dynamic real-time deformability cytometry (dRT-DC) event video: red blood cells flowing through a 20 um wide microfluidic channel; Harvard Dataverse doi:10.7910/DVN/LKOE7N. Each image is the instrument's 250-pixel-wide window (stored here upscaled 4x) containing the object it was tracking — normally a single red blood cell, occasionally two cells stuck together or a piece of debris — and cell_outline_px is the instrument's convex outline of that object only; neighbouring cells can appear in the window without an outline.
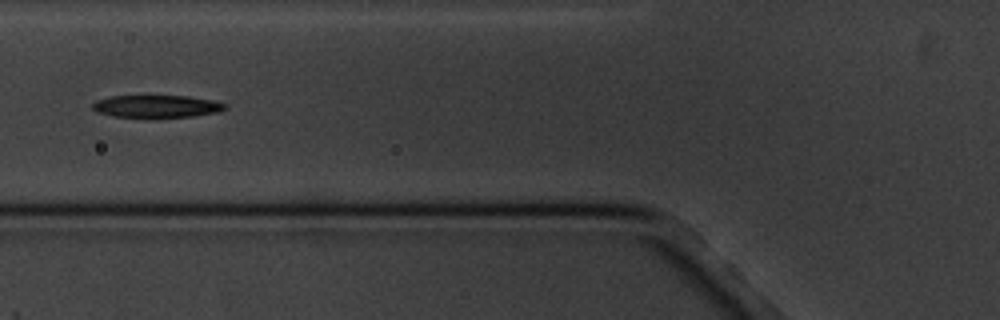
{"species": "common noctule bat (a hibernating species)", "species_latin": "Nyctalus noctula", "temperature_condition": "cold", "stored_images_in_passage": 16, "camera_frame_rate_fps": 3000, "um_per_image_px": 0.085, "animal": {"sex": "male", "body_mass_g": 20.1, "forearm_length_mm": 53.5}, "frame": {"image": 1, "passage_image": 7, "time_ms": 7.0, "image_size_px": [1000, 320], "cell_outline_px": [[224, 108], [220, 112], [192, 116], [152, 120], [148, 120], [116, 116], [96, 112], [92, 108], [92, 104], [96, 100], [108, 96], [188, 96], [212, 100], [224, 104]], "centroid_in_image_um": [13.25, 9.08], "position_along_channel_um": 112.5, "area_um2": 17.98}}
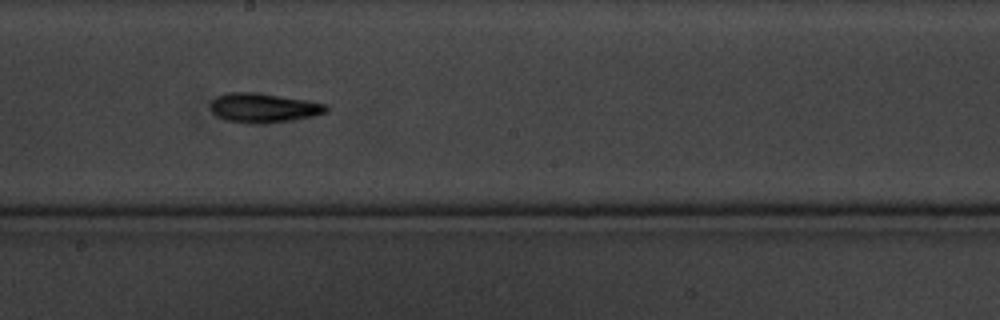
{"frame": {"image": 2, "passage_image": 10, "time_ms": 10.333, "image_size_px": [1000, 320], "cell_outline_px": [[328, 112], [316, 116], [296, 120], [264, 124], [248, 124], [228, 120], [216, 116], [212, 112], [212, 100], [216, 96], [228, 92], [256, 92], [308, 100], [328, 104]], "centroid_in_image_um": [22.46, 9.18], "position_along_channel_um": 225.7, "area_um2": 20.23}}
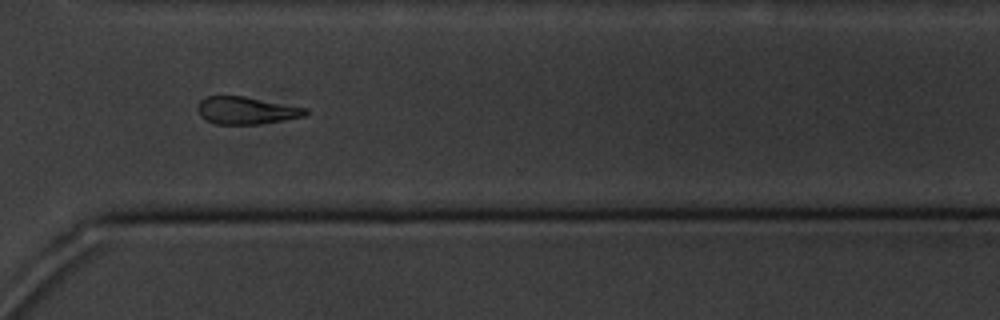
{"frame": {"image": 3, "passage_image": 13, "time_ms": 14.0, "image_size_px": [1000, 320], "cell_outline_px": [[308, 112], [304, 116], [284, 120], [260, 124], [216, 124], [200, 116], [196, 108], [200, 100], [208, 96], [244, 96], [308, 108]], "centroid_in_image_um": [20.93, 9.38], "position_along_channel_um": 349.7, "area_um2": 17.22}, "authors_computed_cell_mechanics": {"area_um2": 19.1318, "velocity_mm_per_s": 3.3802, "shape_relaxation_time_tau1_ms": 1.4675, "shape_relaxation_time_tau2_ms": 4.0958, "deformation_change_tau1": 0.0983, "deformation_change_tau2": 0.1146}}